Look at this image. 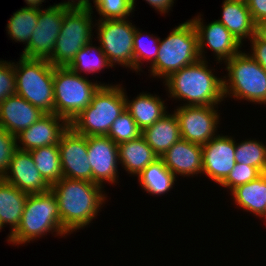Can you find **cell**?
<instances>
[{
    "instance_id": "obj_38",
    "label": "cell",
    "mask_w": 266,
    "mask_h": 266,
    "mask_svg": "<svg viewBox=\"0 0 266 266\" xmlns=\"http://www.w3.org/2000/svg\"><path fill=\"white\" fill-rule=\"evenodd\" d=\"M250 49L246 51L266 71V43L260 41L255 35L249 40Z\"/></svg>"
},
{
    "instance_id": "obj_43",
    "label": "cell",
    "mask_w": 266,
    "mask_h": 266,
    "mask_svg": "<svg viewBox=\"0 0 266 266\" xmlns=\"http://www.w3.org/2000/svg\"><path fill=\"white\" fill-rule=\"evenodd\" d=\"M24 2L27 5H25L24 7L41 9V7L43 6L42 4L46 3V0H24Z\"/></svg>"
},
{
    "instance_id": "obj_28",
    "label": "cell",
    "mask_w": 266,
    "mask_h": 266,
    "mask_svg": "<svg viewBox=\"0 0 266 266\" xmlns=\"http://www.w3.org/2000/svg\"><path fill=\"white\" fill-rule=\"evenodd\" d=\"M91 41L89 44L85 45L77 54L72 63L68 66L74 72L80 75L98 74L105 69L114 68L109 62L108 58L102 51L99 44H93ZM83 73V74H82Z\"/></svg>"
},
{
    "instance_id": "obj_45",
    "label": "cell",
    "mask_w": 266,
    "mask_h": 266,
    "mask_svg": "<svg viewBox=\"0 0 266 266\" xmlns=\"http://www.w3.org/2000/svg\"><path fill=\"white\" fill-rule=\"evenodd\" d=\"M2 229H5V228H3L2 223H1V220H0V232H2L1 231Z\"/></svg>"
},
{
    "instance_id": "obj_14",
    "label": "cell",
    "mask_w": 266,
    "mask_h": 266,
    "mask_svg": "<svg viewBox=\"0 0 266 266\" xmlns=\"http://www.w3.org/2000/svg\"><path fill=\"white\" fill-rule=\"evenodd\" d=\"M87 150L92 168V182L106 187L119 184L118 145L108 136H87Z\"/></svg>"
},
{
    "instance_id": "obj_1",
    "label": "cell",
    "mask_w": 266,
    "mask_h": 266,
    "mask_svg": "<svg viewBox=\"0 0 266 266\" xmlns=\"http://www.w3.org/2000/svg\"><path fill=\"white\" fill-rule=\"evenodd\" d=\"M58 202L62 227L71 235L91 226L108 203L106 190L93 182L62 177L50 188Z\"/></svg>"
},
{
    "instance_id": "obj_46",
    "label": "cell",
    "mask_w": 266,
    "mask_h": 266,
    "mask_svg": "<svg viewBox=\"0 0 266 266\" xmlns=\"http://www.w3.org/2000/svg\"><path fill=\"white\" fill-rule=\"evenodd\" d=\"M227 1H245V0H227Z\"/></svg>"
},
{
    "instance_id": "obj_21",
    "label": "cell",
    "mask_w": 266,
    "mask_h": 266,
    "mask_svg": "<svg viewBox=\"0 0 266 266\" xmlns=\"http://www.w3.org/2000/svg\"><path fill=\"white\" fill-rule=\"evenodd\" d=\"M124 97L126 110L142 131L169 112L166 100L155 93L142 91L130 100L124 87Z\"/></svg>"
},
{
    "instance_id": "obj_31",
    "label": "cell",
    "mask_w": 266,
    "mask_h": 266,
    "mask_svg": "<svg viewBox=\"0 0 266 266\" xmlns=\"http://www.w3.org/2000/svg\"><path fill=\"white\" fill-rule=\"evenodd\" d=\"M143 31L136 26L133 44L134 71L138 75L143 72L144 62L146 67H150L156 60L159 50L160 37ZM149 64V66H147Z\"/></svg>"
},
{
    "instance_id": "obj_4",
    "label": "cell",
    "mask_w": 266,
    "mask_h": 266,
    "mask_svg": "<svg viewBox=\"0 0 266 266\" xmlns=\"http://www.w3.org/2000/svg\"><path fill=\"white\" fill-rule=\"evenodd\" d=\"M169 32L165 38H160L157 58L148 67L149 78L164 81L174 72L200 60L198 35L190 18Z\"/></svg>"
},
{
    "instance_id": "obj_10",
    "label": "cell",
    "mask_w": 266,
    "mask_h": 266,
    "mask_svg": "<svg viewBox=\"0 0 266 266\" xmlns=\"http://www.w3.org/2000/svg\"><path fill=\"white\" fill-rule=\"evenodd\" d=\"M127 19L100 20L95 23L96 41L115 68H128L134 73V35L136 25Z\"/></svg>"
},
{
    "instance_id": "obj_9",
    "label": "cell",
    "mask_w": 266,
    "mask_h": 266,
    "mask_svg": "<svg viewBox=\"0 0 266 266\" xmlns=\"http://www.w3.org/2000/svg\"><path fill=\"white\" fill-rule=\"evenodd\" d=\"M92 9L66 10L62 27L57 36L54 52L48 59L54 67H68L76 54L91 41L96 18ZM94 19V20H93ZM95 21V22H94Z\"/></svg>"
},
{
    "instance_id": "obj_29",
    "label": "cell",
    "mask_w": 266,
    "mask_h": 266,
    "mask_svg": "<svg viewBox=\"0 0 266 266\" xmlns=\"http://www.w3.org/2000/svg\"><path fill=\"white\" fill-rule=\"evenodd\" d=\"M39 9L22 7L9 18L6 25V33L12 42L23 43L26 46L38 23Z\"/></svg>"
},
{
    "instance_id": "obj_17",
    "label": "cell",
    "mask_w": 266,
    "mask_h": 266,
    "mask_svg": "<svg viewBox=\"0 0 266 266\" xmlns=\"http://www.w3.org/2000/svg\"><path fill=\"white\" fill-rule=\"evenodd\" d=\"M69 122L55 113H46L29 128L17 134V149L31 151L43 146L58 145Z\"/></svg>"
},
{
    "instance_id": "obj_18",
    "label": "cell",
    "mask_w": 266,
    "mask_h": 266,
    "mask_svg": "<svg viewBox=\"0 0 266 266\" xmlns=\"http://www.w3.org/2000/svg\"><path fill=\"white\" fill-rule=\"evenodd\" d=\"M3 180L31 195L47 192L51 186L43 179L29 151L17 149Z\"/></svg>"
},
{
    "instance_id": "obj_13",
    "label": "cell",
    "mask_w": 266,
    "mask_h": 266,
    "mask_svg": "<svg viewBox=\"0 0 266 266\" xmlns=\"http://www.w3.org/2000/svg\"><path fill=\"white\" fill-rule=\"evenodd\" d=\"M66 10L52 5L39 9L38 23L34 28L29 43L24 46L20 56L48 60L54 52V46L60 33Z\"/></svg>"
},
{
    "instance_id": "obj_22",
    "label": "cell",
    "mask_w": 266,
    "mask_h": 266,
    "mask_svg": "<svg viewBox=\"0 0 266 266\" xmlns=\"http://www.w3.org/2000/svg\"><path fill=\"white\" fill-rule=\"evenodd\" d=\"M221 11V18L217 21L223 24L242 45L254 36L255 22L246 1L223 0Z\"/></svg>"
},
{
    "instance_id": "obj_20",
    "label": "cell",
    "mask_w": 266,
    "mask_h": 266,
    "mask_svg": "<svg viewBox=\"0 0 266 266\" xmlns=\"http://www.w3.org/2000/svg\"><path fill=\"white\" fill-rule=\"evenodd\" d=\"M45 114L40 108L14 94L0 103V128L16 136Z\"/></svg>"
},
{
    "instance_id": "obj_33",
    "label": "cell",
    "mask_w": 266,
    "mask_h": 266,
    "mask_svg": "<svg viewBox=\"0 0 266 266\" xmlns=\"http://www.w3.org/2000/svg\"><path fill=\"white\" fill-rule=\"evenodd\" d=\"M93 4L91 9L99 15L96 21L127 19L134 13L132 0H93Z\"/></svg>"
},
{
    "instance_id": "obj_7",
    "label": "cell",
    "mask_w": 266,
    "mask_h": 266,
    "mask_svg": "<svg viewBox=\"0 0 266 266\" xmlns=\"http://www.w3.org/2000/svg\"><path fill=\"white\" fill-rule=\"evenodd\" d=\"M105 82L89 80L69 67H54V113L69 123L92 101V97Z\"/></svg>"
},
{
    "instance_id": "obj_32",
    "label": "cell",
    "mask_w": 266,
    "mask_h": 266,
    "mask_svg": "<svg viewBox=\"0 0 266 266\" xmlns=\"http://www.w3.org/2000/svg\"><path fill=\"white\" fill-rule=\"evenodd\" d=\"M238 140H236L235 161L256 167L262 173H266V142L264 144L259 137Z\"/></svg>"
},
{
    "instance_id": "obj_37",
    "label": "cell",
    "mask_w": 266,
    "mask_h": 266,
    "mask_svg": "<svg viewBox=\"0 0 266 266\" xmlns=\"http://www.w3.org/2000/svg\"><path fill=\"white\" fill-rule=\"evenodd\" d=\"M16 150V137L5 129L0 128V178L6 173Z\"/></svg>"
},
{
    "instance_id": "obj_39",
    "label": "cell",
    "mask_w": 266,
    "mask_h": 266,
    "mask_svg": "<svg viewBox=\"0 0 266 266\" xmlns=\"http://www.w3.org/2000/svg\"><path fill=\"white\" fill-rule=\"evenodd\" d=\"M245 1L255 23L266 20V0Z\"/></svg>"
},
{
    "instance_id": "obj_19",
    "label": "cell",
    "mask_w": 266,
    "mask_h": 266,
    "mask_svg": "<svg viewBox=\"0 0 266 266\" xmlns=\"http://www.w3.org/2000/svg\"><path fill=\"white\" fill-rule=\"evenodd\" d=\"M167 169L179 181V176L188 179L202 176V145L180 139L161 157Z\"/></svg>"
},
{
    "instance_id": "obj_41",
    "label": "cell",
    "mask_w": 266,
    "mask_h": 266,
    "mask_svg": "<svg viewBox=\"0 0 266 266\" xmlns=\"http://www.w3.org/2000/svg\"><path fill=\"white\" fill-rule=\"evenodd\" d=\"M93 0H67L59 3H54L52 6L65 8L67 10L73 9H91Z\"/></svg>"
},
{
    "instance_id": "obj_27",
    "label": "cell",
    "mask_w": 266,
    "mask_h": 266,
    "mask_svg": "<svg viewBox=\"0 0 266 266\" xmlns=\"http://www.w3.org/2000/svg\"><path fill=\"white\" fill-rule=\"evenodd\" d=\"M137 179L140 189L152 197L166 196L178 184L176 183L178 179L167 169L161 158L149 164Z\"/></svg>"
},
{
    "instance_id": "obj_3",
    "label": "cell",
    "mask_w": 266,
    "mask_h": 266,
    "mask_svg": "<svg viewBox=\"0 0 266 266\" xmlns=\"http://www.w3.org/2000/svg\"><path fill=\"white\" fill-rule=\"evenodd\" d=\"M67 238L70 234L62 227L58 202L51 189L28 195L17 230L11 235L12 246H25L47 235ZM28 243V244H27Z\"/></svg>"
},
{
    "instance_id": "obj_25",
    "label": "cell",
    "mask_w": 266,
    "mask_h": 266,
    "mask_svg": "<svg viewBox=\"0 0 266 266\" xmlns=\"http://www.w3.org/2000/svg\"><path fill=\"white\" fill-rule=\"evenodd\" d=\"M142 136L154 153L161 158L173 144L181 139L177 116L173 111L168 112L153 125L145 128Z\"/></svg>"
},
{
    "instance_id": "obj_8",
    "label": "cell",
    "mask_w": 266,
    "mask_h": 266,
    "mask_svg": "<svg viewBox=\"0 0 266 266\" xmlns=\"http://www.w3.org/2000/svg\"><path fill=\"white\" fill-rule=\"evenodd\" d=\"M15 62L16 94L44 113H54V66L46 59L22 56Z\"/></svg>"
},
{
    "instance_id": "obj_36",
    "label": "cell",
    "mask_w": 266,
    "mask_h": 266,
    "mask_svg": "<svg viewBox=\"0 0 266 266\" xmlns=\"http://www.w3.org/2000/svg\"><path fill=\"white\" fill-rule=\"evenodd\" d=\"M14 94H16L14 62L0 59V103Z\"/></svg>"
},
{
    "instance_id": "obj_42",
    "label": "cell",
    "mask_w": 266,
    "mask_h": 266,
    "mask_svg": "<svg viewBox=\"0 0 266 266\" xmlns=\"http://www.w3.org/2000/svg\"><path fill=\"white\" fill-rule=\"evenodd\" d=\"M260 41L266 43V20L255 23V34Z\"/></svg>"
},
{
    "instance_id": "obj_11",
    "label": "cell",
    "mask_w": 266,
    "mask_h": 266,
    "mask_svg": "<svg viewBox=\"0 0 266 266\" xmlns=\"http://www.w3.org/2000/svg\"><path fill=\"white\" fill-rule=\"evenodd\" d=\"M220 106H176L181 139L204 145L216 137L221 128Z\"/></svg>"
},
{
    "instance_id": "obj_35",
    "label": "cell",
    "mask_w": 266,
    "mask_h": 266,
    "mask_svg": "<svg viewBox=\"0 0 266 266\" xmlns=\"http://www.w3.org/2000/svg\"><path fill=\"white\" fill-rule=\"evenodd\" d=\"M263 173L256 167L244 165L242 163L235 164L228 176L219 184V187H224L226 192L230 193L237 186L246 184L255 180Z\"/></svg>"
},
{
    "instance_id": "obj_12",
    "label": "cell",
    "mask_w": 266,
    "mask_h": 266,
    "mask_svg": "<svg viewBox=\"0 0 266 266\" xmlns=\"http://www.w3.org/2000/svg\"><path fill=\"white\" fill-rule=\"evenodd\" d=\"M202 16L199 13L190 19L198 35L200 59L208 60L206 53L211 50L215 64L221 66L225 61L240 53L243 45L216 19L207 24Z\"/></svg>"
},
{
    "instance_id": "obj_6",
    "label": "cell",
    "mask_w": 266,
    "mask_h": 266,
    "mask_svg": "<svg viewBox=\"0 0 266 266\" xmlns=\"http://www.w3.org/2000/svg\"><path fill=\"white\" fill-rule=\"evenodd\" d=\"M122 84L117 82L101 85L93 95L90 105L69 126L84 136H107L113 122L126 109Z\"/></svg>"
},
{
    "instance_id": "obj_30",
    "label": "cell",
    "mask_w": 266,
    "mask_h": 266,
    "mask_svg": "<svg viewBox=\"0 0 266 266\" xmlns=\"http://www.w3.org/2000/svg\"><path fill=\"white\" fill-rule=\"evenodd\" d=\"M43 179L52 186L62 178L59 146H43L29 151Z\"/></svg>"
},
{
    "instance_id": "obj_26",
    "label": "cell",
    "mask_w": 266,
    "mask_h": 266,
    "mask_svg": "<svg viewBox=\"0 0 266 266\" xmlns=\"http://www.w3.org/2000/svg\"><path fill=\"white\" fill-rule=\"evenodd\" d=\"M229 195L238 210L249 212L259 219L266 209V173L249 183L237 186Z\"/></svg>"
},
{
    "instance_id": "obj_44",
    "label": "cell",
    "mask_w": 266,
    "mask_h": 266,
    "mask_svg": "<svg viewBox=\"0 0 266 266\" xmlns=\"http://www.w3.org/2000/svg\"><path fill=\"white\" fill-rule=\"evenodd\" d=\"M263 223H265L264 225H266V209L264 211V213L261 215V217L259 218Z\"/></svg>"
},
{
    "instance_id": "obj_16",
    "label": "cell",
    "mask_w": 266,
    "mask_h": 266,
    "mask_svg": "<svg viewBox=\"0 0 266 266\" xmlns=\"http://www.w3.org/2000/svg\"><path fill=\"white\" fill-rule=\"evenodd\" d=\"M236 138L220 133L208 143L202 145V175L220 184L234 168Z\"/></svg>"
},
{
    "instance_id": "obj_15",
    "label": "cell",
    "mask_w": 266,
    "mask_h": 266,
    "mask_svg": "<svg viewBox=\"0 0 266 266\" xmlns=\"http://www.w3.org/2000/svg\"><path fill=\"white\" fill-rule=\"evenodd\" d=\"M62 177L92 182V168L87 150V136L76 133L70 126L58 143Z\"/></svg>"
},
{
    "instance_id": "obj_5",
    "label": "cell",
    "mask_w": 266,
    "mask_h": 266,
    "mask_svg": "<svg viewBox=\"0 0 266 266\" xmlns=\"http://www.w3.org/2000/svg\"><path fill=\"white\" fill-rule=\"evenodd\" d=\"M225 66V67H224ZM226 71L223 77V94L240 102L266 105V71L242 50L223 63ZM228 98V99H227Z\"/></svg>"
},
{
    "instance_id": "obj_34",
    "label": "cell",
    "mask_w": 266,
    "mask_h": 266,
    "mask_svg": "<svg viewBox=\"0 0 266 266\" xmlns=\"http://www.w3.org/2000/svg\"><path fill=\"white\" fill-rule=\"evenodd\" d=\"M141 135L142 130L126 109L113 122L107 134V136L117 145L136 139Z\"/></svg>"
},
{
    "instance_id": "obj_24",
    "label": "cell",
    "mask_w": 266,
    "mask_h": 266,
    "mask_svg": "<svg viewBox=\"0 0 266 266\" xmlns=\"http://www.w3.org/2000/svg\"><path fill=\"white\" fill-rule=\"evenodd\" d=\"M119 163L129 177L139 174L159 157L141 135L131 141L118 144Z\"/></svg>"
},
{
    "instance_id": "obj_2",
    "label": "cell",
    "mask_w": 266,
    "mask_h": 266,
    "mask_svg": "<svg viewBox=\"0 0 266 266\" xmlns=\"http://www.w3.org/2000/svg\"><path fill=\"white\" fill-rule=\"evenodd\" d=\"M208 61L200 59L162 81L168 101H179V106H221L226 101L223 77L217 76V68Z\"/></svg>"
},
{
    "instance_id": "obj_40",
    "label": "cell",
    "mask_w": 266,
    "mask_h": 266,
    "mask_svg": "<svg viewBox=\"0 0 266 266\" xmlns=\"http://www.w3.org/2000/svg\"><path fill=\"white\" fill-rule=\"evenodd\" d=\"M144 1H146V3L149 6L154 8L158 14L164 17L166 14L171 13L170 11H173L172 7L176 2V0H144ZM136 2L137 0H132L134 11H136L135 10V7L137 6Z\"/></svg>"
},
{
    "instance_id": "obj_23",
    "label": "cell",
    "mask_w": 266,
    "mask_h": 266,
    "mask_svg": "<svg viewBox=\"0 0 266 266\" xmlns=\"http://www.w3.org/2000/svg\"><path fill=\"white\" fill-rule=\"evenodd\" d=\"M28 194L0 178V220L3 228L9 225L6 241L11 244L10 237L20 225Z\"/></svg>"
}]
</instances>
